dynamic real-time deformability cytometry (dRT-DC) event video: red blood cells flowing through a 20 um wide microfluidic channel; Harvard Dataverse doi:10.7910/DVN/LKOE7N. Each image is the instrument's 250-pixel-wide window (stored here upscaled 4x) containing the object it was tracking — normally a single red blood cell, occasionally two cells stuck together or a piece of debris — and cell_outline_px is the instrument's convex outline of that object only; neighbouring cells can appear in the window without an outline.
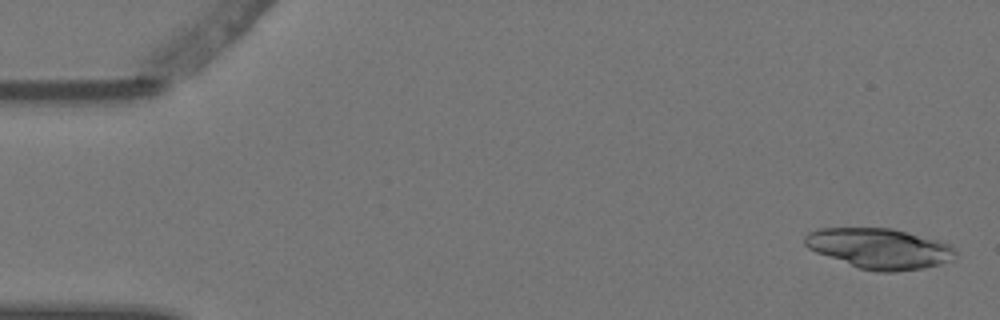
{"species": "Egyptian fruit bat (a non-hibernating species)", "species_latin": "Rousettus aegyptiacus", "temperature_condition": "warm", "stored_images_in_passage": 4, "segment_of_instrument_passage": [2, 2], "camera_frame_rate_fps": 3000, "um_per_image_px": 0.085, "animal": {"sex": "female"}, "frame": {"image": 1, "passage_image": 4, "time_ms": 1.0, "image_size_px": [1000, 320], "cell_outline_px": [[956, 256], [952, 260], [940, 264], [924, 268], [896, 272], [876, 272], [860, 268], [816, 252], [808, 248], [804, 244], [804, 236], [808, 232], [816, 228], [892, 228], [908, 232], [936, 240], [948, 244], [956, 252]], "centroid_in_image_um": [74.73, 21.12], "position_along_channel_um": 10.3, "area_um2": 35.37}}